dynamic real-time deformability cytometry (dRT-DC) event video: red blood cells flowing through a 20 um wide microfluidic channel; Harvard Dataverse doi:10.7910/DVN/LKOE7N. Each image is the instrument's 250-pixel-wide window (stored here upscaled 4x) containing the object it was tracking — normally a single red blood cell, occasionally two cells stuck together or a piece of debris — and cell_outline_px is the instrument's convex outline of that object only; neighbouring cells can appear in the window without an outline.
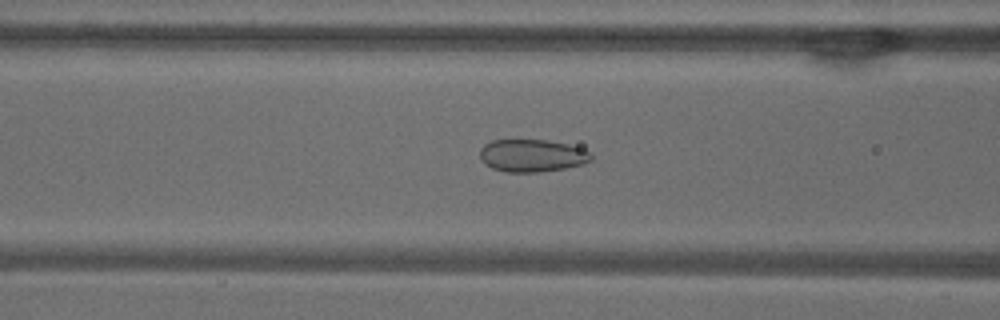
{"species": "common noctule bat (a hibernating species)", "species_latin": "Nyctalus noctula", "temperature_condition": "warm", "stored_images_in_passage": 52, "camera_frame_rate_fps": 3000, "um_per_image_px": 0.085, "animal": {"sex": "male", "body_mass_g": 18.8}, "frame": {"image": 1, "passage_image": 21, "time_ms": 6.667, "image_size_px": [1000, 320], "cell_outline_px": [[592, 160], [584, 164], [564, 168], [540, 172], [504, 172], [492, 168], [484, 164], [480, 160], [480, 148], [484, 144], [492, 140], [548, 140], [568, 144], [592, 152]], "centroid_in_image_um": [45.21, 13.23], "position_along_channel_um": 121.4, "area_um2": 21.33}}
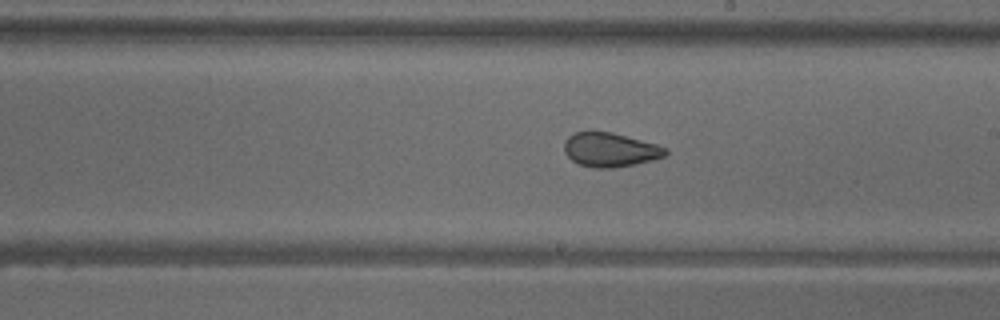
{"frame": {"image": 2, "passage_image": 30, "time_ms": 9.667, "image_size_px": [1000, 320], "cell_outline_px": [[668, 152], [664, 156], [652, 160], [636, 164], [612, 168], [596, 168], [580, 164], [572, 160], [564, 152], [564, 140], [572, 132], [612, 132], [656, 144], [668, 148]], "centroid_in_image_um": [51.85, 12.73], "position_along_channel_um": 237.1, "area_um2": 20.11}}
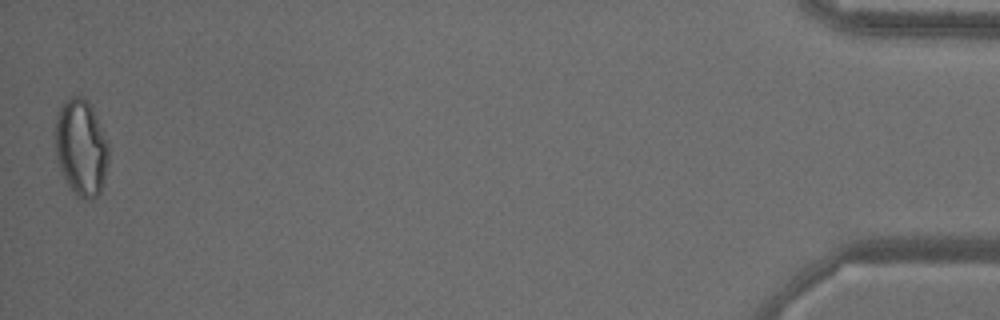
{"frame": {"image": 3, "passage_image": 52, "time_ms": 17.0, "image_size_px": [1000, 320], "cell_outline_px": [[108, 160], [104, 180], [100, 192], [92, 200], [84, 200], [76, 196], [68, 188], [60, 168], [56, 156], [56, 116], [60, 108], [68, 96], [80, 96], [88, 100], [108, 140]], "centroid_in_image_um": [6.9, 12.57], "position_along_channel_um": 428.3, "area_um2": 30.23}, "authors_computed_cell_mechanics": {"area_um2": 23.987, "velocity_mm_per_s": 3.8595, "shape_relaxation_time_tau1_ms": null, "shape_relaxation_time_tau2_ms": 1.0086, "deformation_change_tau1": null, "deformation_change_tau2": 0.0587}}